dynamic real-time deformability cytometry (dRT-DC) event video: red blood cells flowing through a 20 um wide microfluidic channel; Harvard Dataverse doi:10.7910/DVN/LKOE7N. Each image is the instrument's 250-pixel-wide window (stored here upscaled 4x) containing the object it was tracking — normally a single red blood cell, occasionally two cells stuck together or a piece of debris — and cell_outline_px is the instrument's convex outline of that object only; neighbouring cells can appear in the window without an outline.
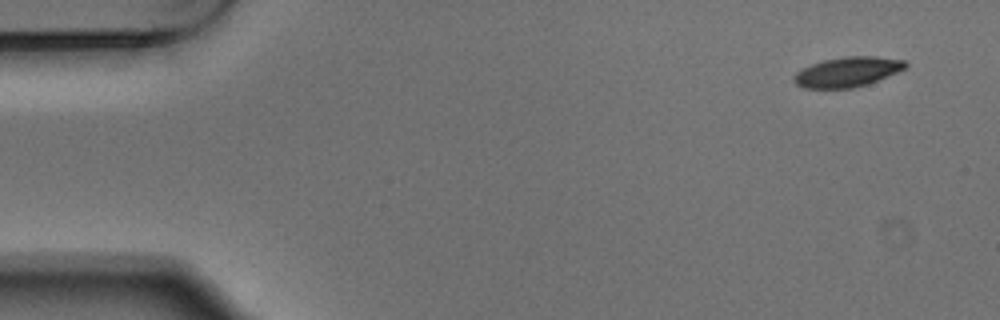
{"species": "Egyptian fruit bat (a non-hibernating species)", "species_latin": "Rousettus aegyptiacus", "temperature_condition": "warm", "stored_images_in_passage": 5, "camera_frame_rate_fps": 3000, "um_per_image_px": 0.085, "animal": {"sex": "male"}, "frame": {"image": 1, "passage_image": 1, "time_ms": 0.0, "image_size_px": [1000, 320], "cell_outline_px": [[908, 64], [904, 68], [896, 72], [868, 84], [852, 88], [804, 88], [796, 84], [792, 80], [792, 76], [796, 72], [812, 64], [824, 60], [844, 56], [876, 56], [904, 60]], "centroid_in_image_um": [72.0, 6.11], "position_along_channel_um": 13.0, "area_um2": 19.31}}
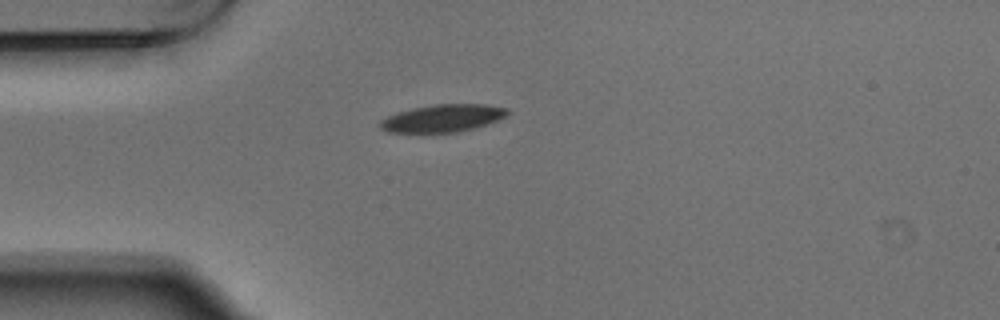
{"frame": {"image": 2, "passage_image": 4, "time_ms": 1.0, "image_size_px": [1000, 320], "cell_outline_px": [[512, 112], [496, 120], [472, 128], [456, 132], [388, 132], [380, 128], [380, 120], [396, 112], [412, 108], [436, 104], [484, 104], [508, 108]], "centroid_in_image_um": [37.61, 10.03], "position_along_channel_um": 47.4, "area_um2": 20.17}}